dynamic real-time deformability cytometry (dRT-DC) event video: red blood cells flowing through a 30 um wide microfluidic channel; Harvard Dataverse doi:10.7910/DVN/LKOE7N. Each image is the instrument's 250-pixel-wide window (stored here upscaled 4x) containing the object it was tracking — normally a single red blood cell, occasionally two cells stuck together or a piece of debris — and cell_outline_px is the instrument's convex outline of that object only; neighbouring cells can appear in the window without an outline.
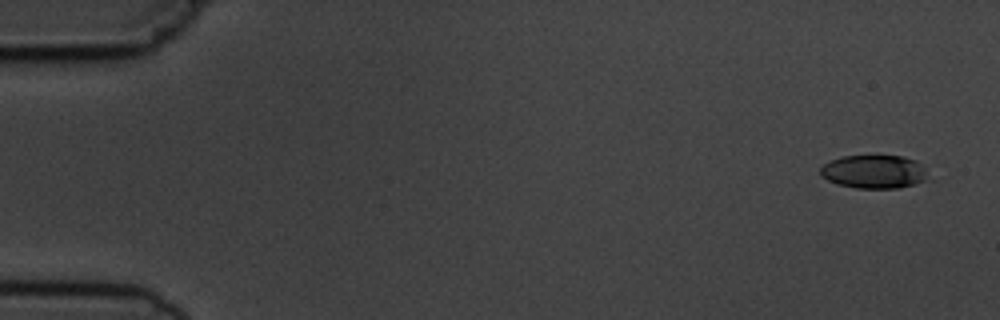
{"species": "common noctule bat (a hibernating species)", "species_latin": "Nyctalus noctula", "temperature_condition": "cold", "stored_images_in_passage": 5, "camera_frame_rate_fps": 3000, "um_per_image_px": 0.085, "animal": {"sex": "male", "body_mass_g": 19.5, "forearm_length_mm": 54.6}, "frame": {"image": 1, "passage_image": 1, "time_ms": 0.0, "image_size_px": [1000, 320], "cell_outline_px": [[932, 180], [896, 188], [856, 188], [836, 184], [820, 176], [820, 168], [824, 164], [832, 160], [844, 156], [904, 156], [916, 160], [924, 168]], "centroid_in_image_um": [74.33, 14.6], "position_along_channel_um": 10.7, "area_um2": 21.15}}
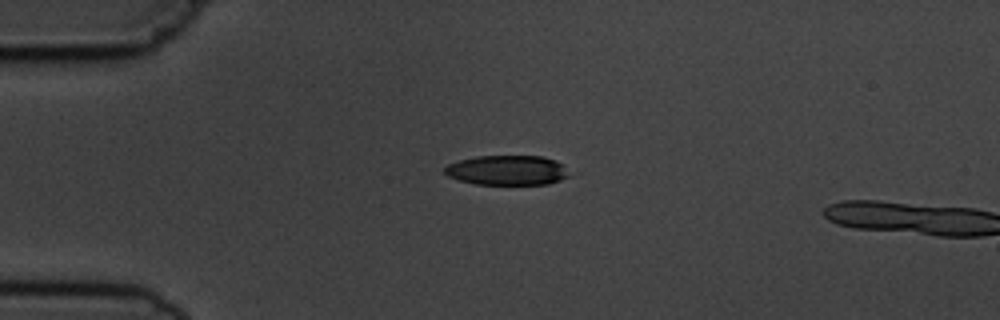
{"frame": {"image": 2, "passage_image": 4, "time_ms": 3.667, "image_size_px": [1000, 320], "cell_outline_px": [[572, 172], [568, 176], [560, 180], [548, 184], [476, 184], [460, 180], [448, 176], [444, 172], [444, 168], [448, 164], [460, 160], [476, 156], [544, 156], [556, 160], [564, 164]], "centroid_in_image_um": [43.18, 14.46], "position_along_channel_um": 41.8, "area_um2": 21.79}}